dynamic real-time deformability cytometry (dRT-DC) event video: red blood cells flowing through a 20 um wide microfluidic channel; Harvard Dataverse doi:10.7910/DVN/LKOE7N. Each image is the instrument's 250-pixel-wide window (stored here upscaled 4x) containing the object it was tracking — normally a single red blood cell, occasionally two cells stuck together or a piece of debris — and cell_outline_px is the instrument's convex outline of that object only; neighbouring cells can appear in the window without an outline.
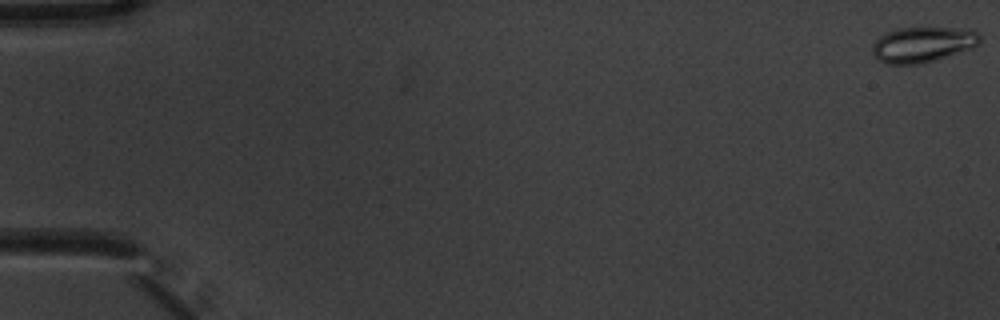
{"species": "common noctule bat (a hibernating species)", "species_latin": "Nyctalus noctula", "temperature_condition": "warm", "stored_images_in_passage": 7, "camera_frame_rate_fps": 3000, "um_per_image_px": 0.085, "animal": {"sex": "male", "body_mass_g": 20.1, "forearm_length_mm": 53.5}, "frame": {"image": 1, "passage_image": 1, "time_ms": 0.0, "image_size_px": [1000, 320], "cell_outline_px": [[980, 44], [972, 48], [924, 64], [888, 64], [880, 60], [872, 52], [872, 44], [880, 36], [896, 28], [972, 28], [980, 36]], "centroid_in_image_um": [78.46, 3.78], "position_along_channel_um": 6.5, "area_um2": 22.31}}
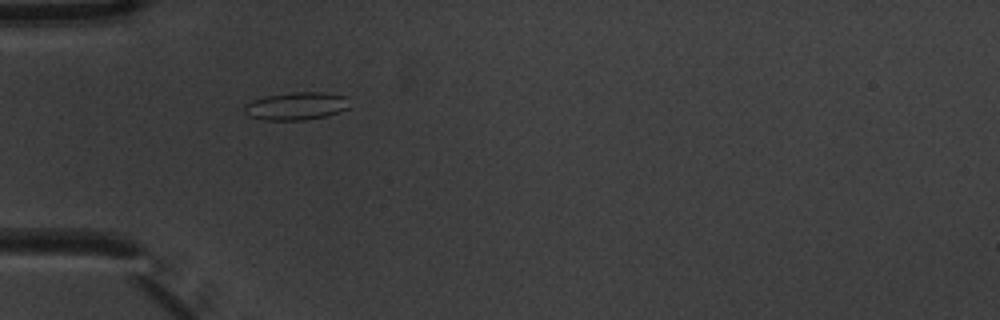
{"frame": {"image": 2, "passage_image": 6, "time_ms": 1.667, "image_size_px": [1000, 320], "cell_outline_px": [[348, 108], [324, 116], [304, 120], [264, 120], [248, 116], [244, 112], [244, 104], [252, 100], [268, 96], [292, 92], [324, 92], [348, 96]], "centroid_in_image_um": [25.16, 9.01], "position_along_channel_um": 59.8, "area_um2": 16.99}}
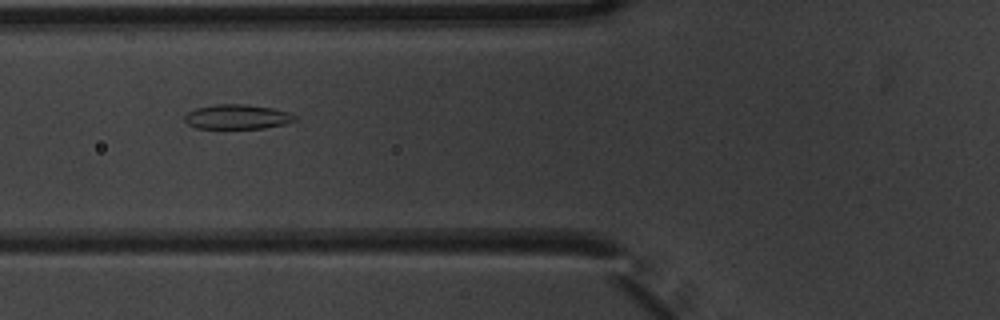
{"frame": {"image": 3, "passage_image": 7, "time_ms": 2.0, "image_size_px": [1000, 320], "cell_outline_px": [[296, 120], [284, 124], [264, 128], [196, 128], [188, 124], [184, 120], [184, 116], [188, 112], [196, 108], [216, 104], [244, 104], [272, 108], [288, 112], [296, 116]], "centroid_in_image_um": [20.15, 9.93], "position_along_channel_um": 105.7, "area_um2": 15.72}}